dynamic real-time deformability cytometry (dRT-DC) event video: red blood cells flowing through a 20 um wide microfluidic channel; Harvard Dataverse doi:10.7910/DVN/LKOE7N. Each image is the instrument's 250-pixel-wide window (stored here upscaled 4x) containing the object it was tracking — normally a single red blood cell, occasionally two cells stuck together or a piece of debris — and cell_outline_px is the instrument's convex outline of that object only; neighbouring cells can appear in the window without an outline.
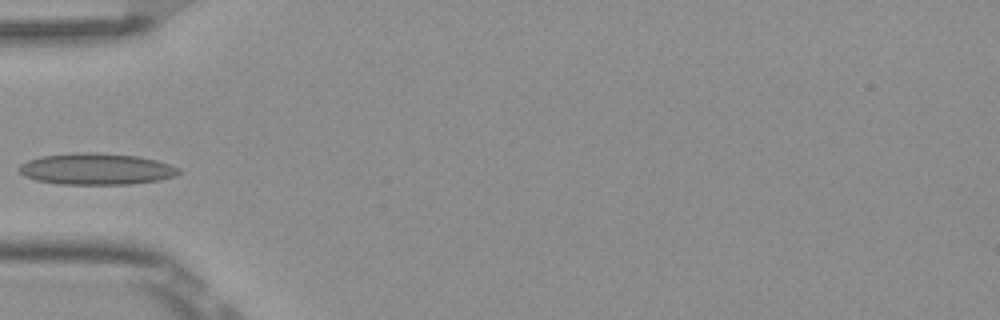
{"species": "Egyptian fruit bat (a non-hibernating species)", "species_latin": "Rousettus aegyptiacus", "temperature_condition": "room temperature", "stored_images_in_passage": 9, "camera_frame_rate_fps": 3000, "um_per_image_px": 0.085, "frame": {"image": 1, "passage_image": 4, "time_ms": 1.0, "image_size_px": [1000, 320], "cell_outline_px": [[180, 172], [176, 176], [160, 180], [132, 184], [60, 184], [36, 180], [24, 176], [20, 172], [20, 164], [28, 160], [40, 156], [76, 152], [96, 152], [140, 156], [156, 160], [180, 168]], "centroid_in_image_um": [8.2, 14.36], "position_along_channel_um": 76.8, "area_um2": 29.42}}
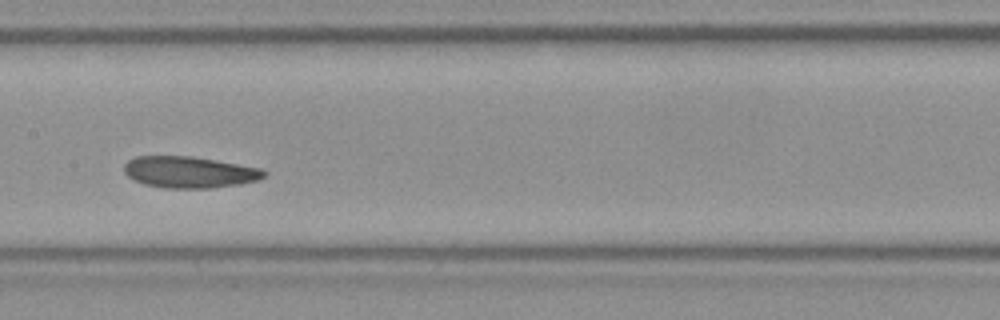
{"frame": {"image": 2, "passage_image": 7, "time_ms": 2.0, "image_size_px": [1000, 320], "cell_outline_px": [[268, 172], [264, 176], [256, 180], [240, 184], [208, 188], [164, 188], [144, 184], [128, 176], [124, 172], [124, 164], [128, 160], [136, 156], [192, 156], [216, 160], [260, 168]], "centroid_in_image_um": [16.08, 14.63], "position_along_channel_um": 191.3, "area_um2": 25.55}}
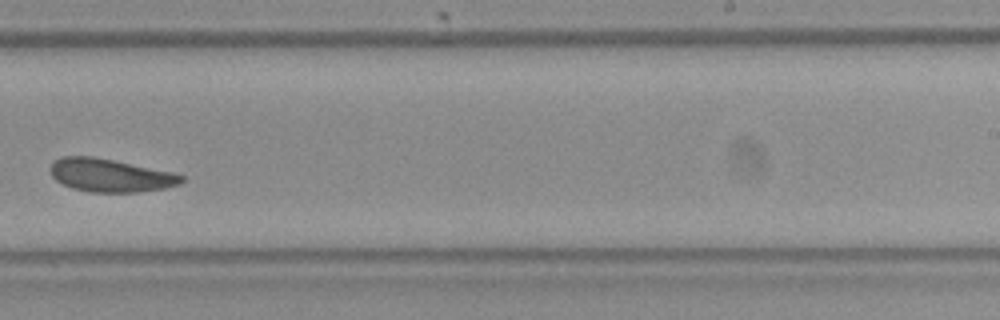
{"frame": {"image": 3, "passage_image": 9, "time_ms": 2.667, "image_size_px": [1000, 320], "cell_outline_px": [[184, 180], [180, 184], [164, 188], [136, 192], [92, 192], [72, 188], [56, 180], [52, 176], [48, 168], [56, 160], [64, 156], [92, 156], [172, 172], [184, 176]], "centroid_in_image_um": [9.36, 14.9], "position_along_channel_um": 279.6, "area_um2": 25.03}}